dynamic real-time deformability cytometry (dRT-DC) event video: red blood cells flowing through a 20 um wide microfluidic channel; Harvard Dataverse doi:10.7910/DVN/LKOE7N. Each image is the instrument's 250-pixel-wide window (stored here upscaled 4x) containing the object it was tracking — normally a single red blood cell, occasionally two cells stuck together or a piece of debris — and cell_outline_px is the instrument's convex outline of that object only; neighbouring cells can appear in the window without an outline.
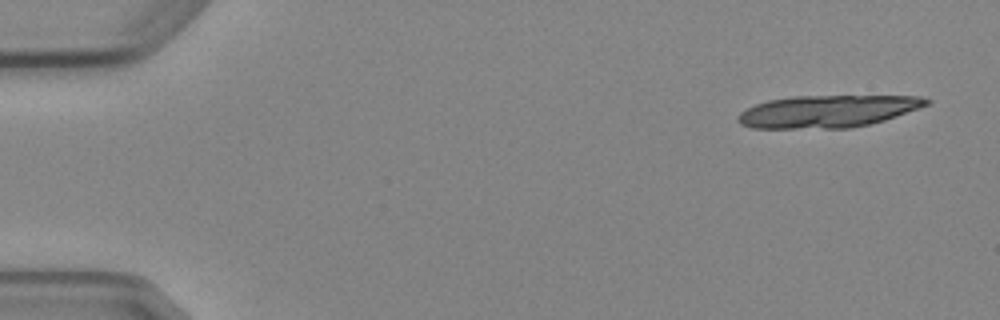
{"species": "Egyptian fruit bat (a non-hibernating species)", "species_latin": "Rousettus aegyptiacus", "temperature_condition": "cold", "stored_images_in_passage": 5, "camera_frame_rate_fps": 3000, "um_per_image_px": 0.085, "animal": {"sex": "female"}, "frame": {"image": 1, "passage_image": 1, "time_ms": 0.0, "image_size_px": [1000, 320], "cell_outline_px": [[932, 100], [928, 104], [920, 108], [884, 120], [868, 124], [848, 128], [752, 128], [740, 124], [736, 120], [736, 116], [740, 112], [756, 104], [768, 100], [792, 96], [920, 96]], "centroid_in_image_um": [70.32, 9.46], "position_along_channel_um": 14.7, "area_um2": 35.37}}
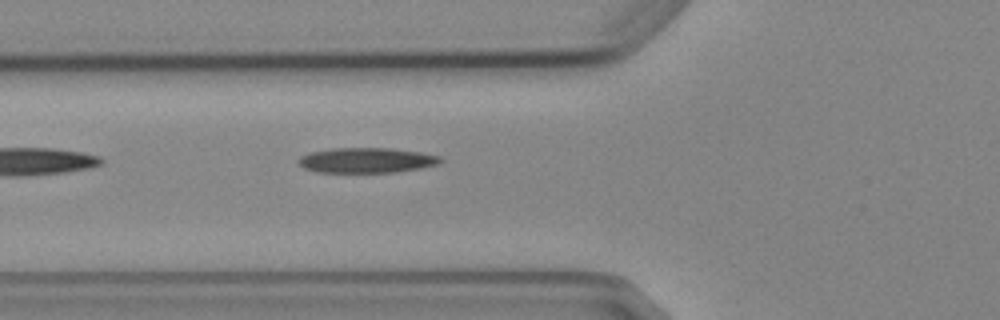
{"frame": {"image": 2, "passage_image": 5, "time_ms": 5.667, "image_size_px": [1000, 320], "cell_outline_px": [[444, 160], [436, 164], [420, 168], [392, 172], [320, 172], [304, 168], [296, 160], [300, 156], [312, 152], [336, 148], [388, 148], [420, 152], [440, 156]], "centroid_in_image_um": [31.15, 13.62], "position_along_channel_um": 94.6, "area_um2": 20.52}}